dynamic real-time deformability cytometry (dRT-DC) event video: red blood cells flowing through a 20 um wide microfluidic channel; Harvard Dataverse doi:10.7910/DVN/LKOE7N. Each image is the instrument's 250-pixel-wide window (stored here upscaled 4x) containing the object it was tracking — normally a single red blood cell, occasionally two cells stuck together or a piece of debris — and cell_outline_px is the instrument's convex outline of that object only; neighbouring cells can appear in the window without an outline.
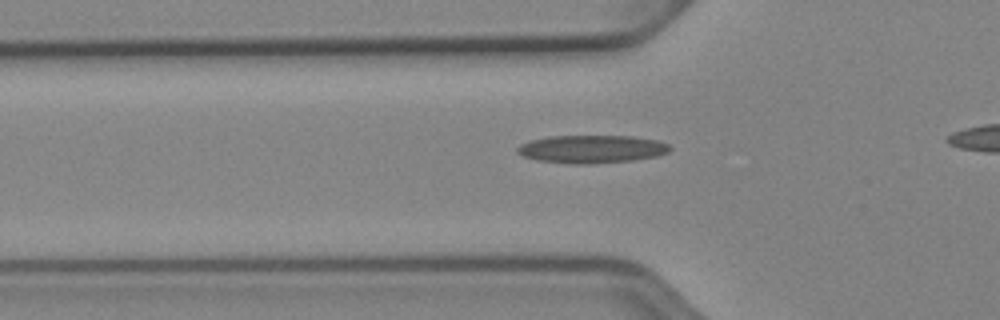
{"species": "Egyptian fruit bat (a non-hibernating species)", "species_latin": "Rousettus aegyptiacus", "temperature_condition": "cold", "stored_images_in_passage": 37, "camera_frame_rate_fps": 3000, "um_per_image_px": 0.085, "animal": {"sex": "female"}, "frame": {"image": 1, "passage_image": 10, "time_ms": 3.0, "image_size_px": [1000, 320], "cell_outline_px": [[672, 148], [668, 152], [656, 156], [632, 160], [588, 164], [572, 164], [536, 160], [524, 156], [516, 152], [516, 148], [520, 144], [528, 140], [548, 136], [632, 136], [656, 140], [668, 144]], "centroid_in_image_um": [50.25, 12.67], "position_along_channel_um": 75.6, "area_um2": 24.91}}
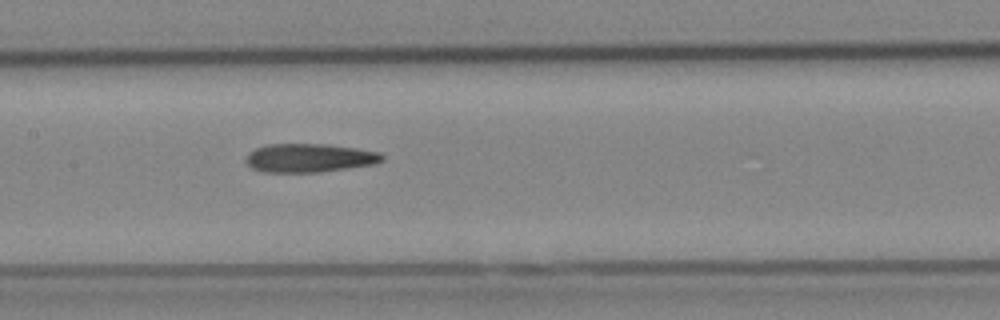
{"frame": {"image": 2, "passage_image": 18, "time_ms": 5.667, "image_size_px": [1000, 320], "cell_outline_px": [[384, 160], [376, 164], [316, 172], [264, 172], [252, 168], [244, 160], [248, 152], [256, 148], [268, 144], [328, 144], [356, 148], [380, 152], [384, 156]], "centroid_in_image_um": [26.29, 13.42], "position_along_channel_um": 181.1, "area_um2": 22.77}}
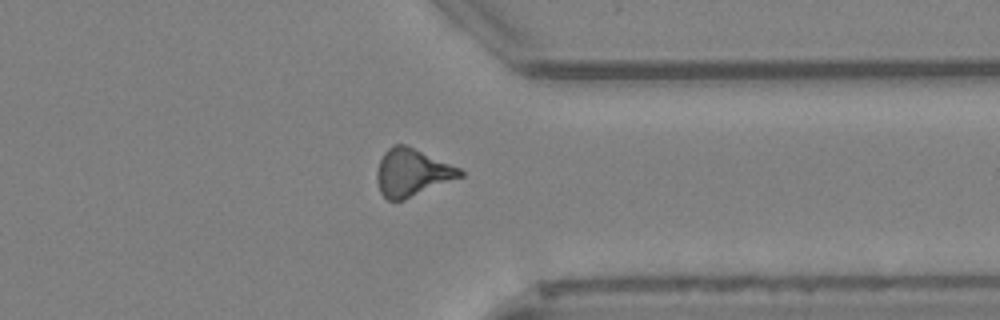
{"frame": {"image": 3, "passage_image": 33, "time_ms": 10.667, "image_size_px": [1000, 320], "cell_outline_px": [[464, 176], [404, 200], [388, 200], [380, 192], [376, 180], [376, 172], [380, 160], [384, 152], [388, 148], [396, 144], [404, 144], [460, 168], [464, 172]], "centroid_in_image_um": [35.01, 14.68], "position_along_channel_um": 376.4, "area_um2": 22.89}}